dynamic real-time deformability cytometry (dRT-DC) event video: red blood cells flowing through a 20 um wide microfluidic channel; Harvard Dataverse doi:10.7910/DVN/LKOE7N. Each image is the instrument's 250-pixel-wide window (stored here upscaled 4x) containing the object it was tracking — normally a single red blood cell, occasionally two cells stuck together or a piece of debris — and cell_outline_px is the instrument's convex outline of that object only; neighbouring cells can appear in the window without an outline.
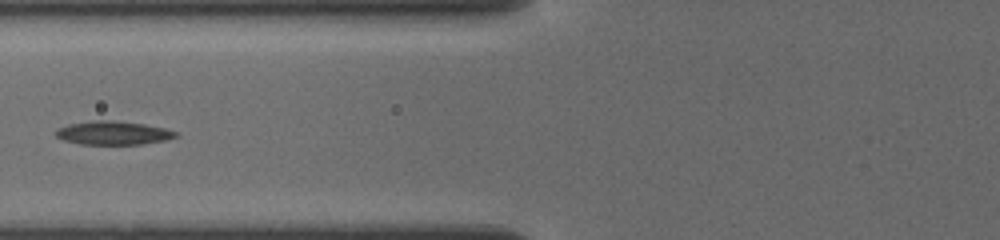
{"species": "common noctule bat (a hibernating species)", "species_latin": "Nyctalus noctula", "temperature_condition": "cold", "stored_images_in_passage": 11, "camera_frame_rate_fps": 3000, "um_per_image_px": 0.085, "animal": {"sex": "female", "body_mass_g": 19.5, "forearm_length_mm": 54.1}, "frame": {"image": 1, "passage_image": 8, "time_ms": 6.333, "image_size_px": [1000, 240], "cell_outline_px": [[176, 136], [164, 140], [140, 144], [80, 144], [64, 140], [56, 136], [56, 132], [60, 128], [68, 124], [88, 120], [112, 120], [144, 124], [176, 132]], "centroid_in_image_um": [9.55, 11.29], "position_along_channel_um": 116.3, "area_um2": 16.13}}